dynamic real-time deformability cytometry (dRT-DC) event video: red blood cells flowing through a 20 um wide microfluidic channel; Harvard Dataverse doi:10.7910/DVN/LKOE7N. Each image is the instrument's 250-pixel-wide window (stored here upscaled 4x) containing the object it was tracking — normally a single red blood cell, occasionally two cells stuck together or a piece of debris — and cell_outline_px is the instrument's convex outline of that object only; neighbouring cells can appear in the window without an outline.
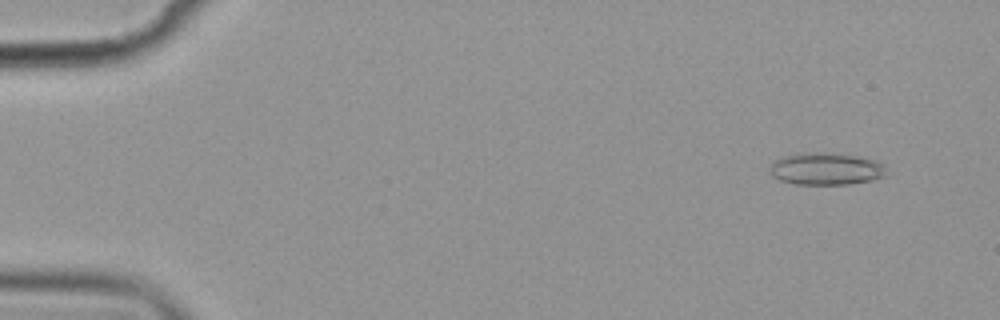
{"species": "common noctule bat (a hibernating species)", "species_latin": "Nyctalus noctula", "temperature_condition": "cold", "stored_images_in_passage": 9, "camera_frame_rate_fps": 3000, "um_per_image_px": 0.085, "animal": {"sex": "female", "body_mass_g": 19.9}, "frame": {"image": 1, "passage_image": 2, "time_ms": 1.0, "image_size_px": [1000, 320], "cell_outline_px": [[888, 176], [872, 180], [848, 184], [796, 184], [780, 180], [772, 176], [768, 172], [768, 168], [772, 160], [780, 156], [812, 152], [820, 152], [856, 156], [876, 160], [884, 164]], "centroid_in_image_um": [70.18, 14.35], "position_along_channel_um": 14.8, "area_um2": 22.2}}
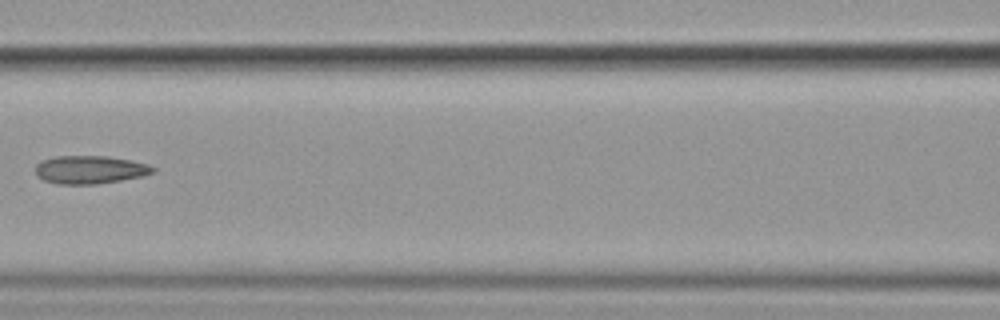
{"frame": {"image": 2, "passage_image": 8, "time_ms": 8.333, "image_size_px": [1000, 320], "cell_outline_px": [[156, 172], [144, 176], [96, 184], [56, 184], [44, 180], [36, 176], [36, 164], [44, 160], [56, 156], [108, 156], [148, 164], [156, 168]], "centroid_in_image_um": [7.66, 14.43], "position_along_channel_um": 158.9, "area_um2": 19.25}}
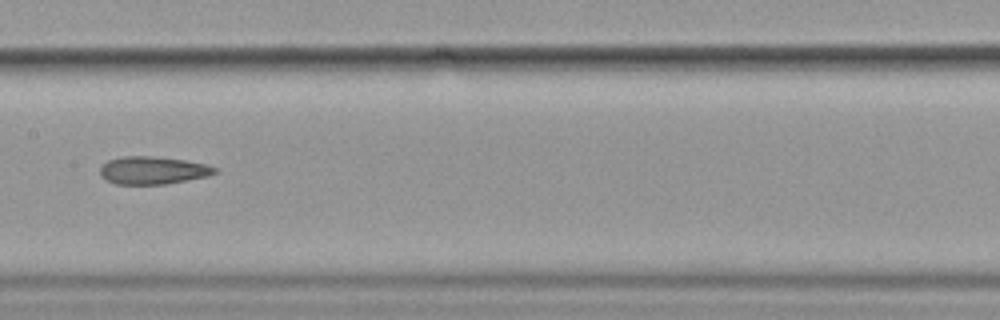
{"frame": {"image": 3, "passage_image": 9, "time_ms": 9.333, "image_size_px": [1000, 320], "cell_outline_px": [[216, 172], [208, 176], [164, 184], [116, 184], [104, 180], [100, 176], [100, 168], [108, 160], [124, 156], [152, 156], [184, 160], [204, 164], [216, 168]], "centroid_in_image_um": [12.94, 14.48], "position_along_channel_um": 194.5, "area_um2": 18.38}}